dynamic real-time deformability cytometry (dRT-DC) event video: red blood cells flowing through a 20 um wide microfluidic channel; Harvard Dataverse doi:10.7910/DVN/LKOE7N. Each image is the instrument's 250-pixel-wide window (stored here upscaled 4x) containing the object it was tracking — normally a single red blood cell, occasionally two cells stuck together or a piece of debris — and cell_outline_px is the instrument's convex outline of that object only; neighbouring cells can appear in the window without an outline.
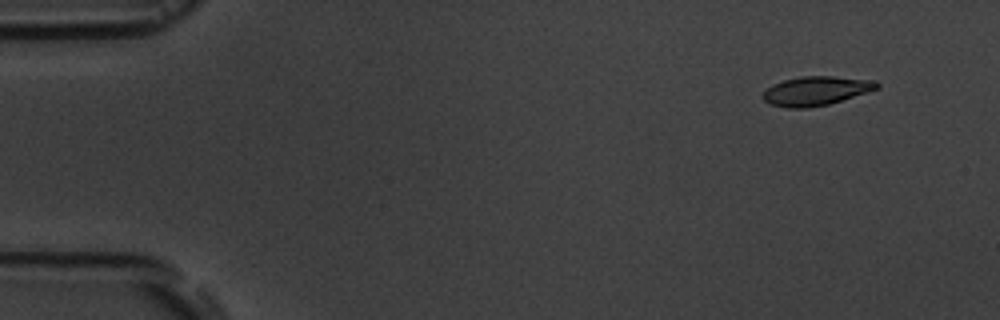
{"species": "common noctule bat (a hibernating species)", "species_latin": "Nyctalus noctula", "temperature_condition": "room temperature", "stored_images_in_passage": 10, "camera_frame_rate_fps": 3000, "um_per_image_px": 0.085, "animal": {"sex": "male", "body_mass_g": 19.5, "forearm_length_mm": 54.6}, "frame": {"image": 1, "passage_image": 1, "time_ms": 0.0, "image_size_px": [1000, 320], "cell_outline_px": [[880, 88], [868, 92], [828, 104], [808, 108], [788, 108], [768, 104], [760, 96], [772, 84], [784, 80], [800, 76], [832, 76], [876, 80], [880, 84]], "centroid_in_image_um": [69.36, 7.72], "position_along_channel_um": 15.6, "area_um2": 19.48}}
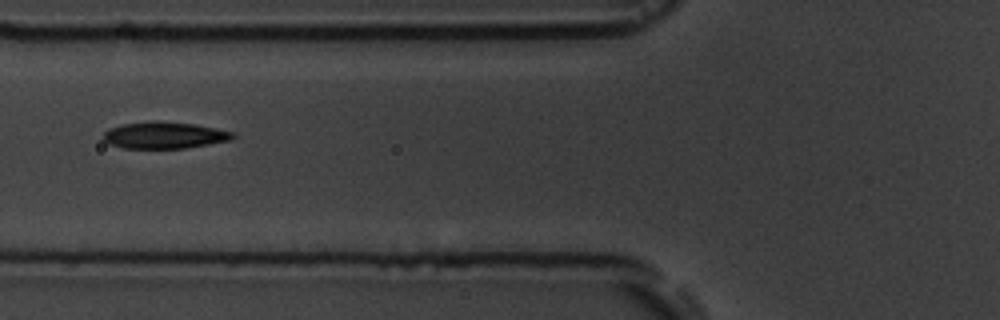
{"frame": {"image": 2, "passage_image": 6, "time_ms": 5.667, "image_size_px": [1000, 320], "cell_outline_px": [[236, 136], [232, 140], [184, 148], [124, 148], [108, 144], [104, 140], [104, 132], [108, 128], [124, 124], [152, 120], [156, 120], [196, 124], [216, 128], [232, 132]], "centroid_in_image_um": [13.97, 11.48], "position_along_channel_um": 111.8, "area_um2": 20.23}}
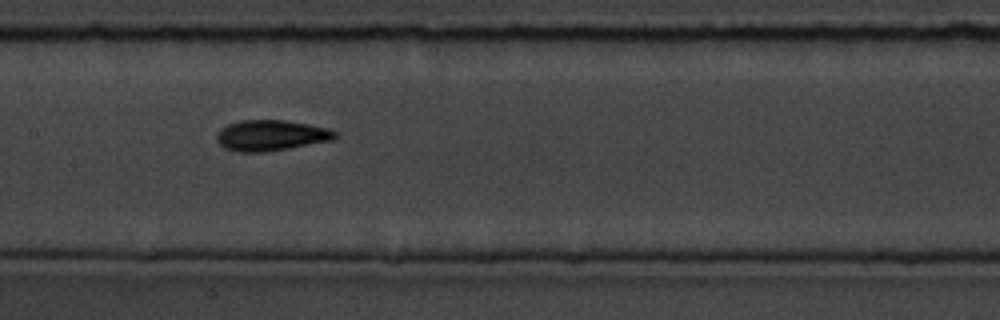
{"frame": {"image": 3, "passage_image": 8, "time_ms": 7.667, "image_size_px": [1000, 320], "cell_outline_px": [[340, 136], [332, 140], [288, 148], [264, 152], [236, 152], [224, 148], [216, 140], [216, 136], [220, 128], [228, 124], [240, 120], [284, 120], [308, 124], [328, 128], [340, 132]], "centroid_in_image_um": [23.05, 11.51], "position_along_channel_um": 184.4, "area_um2": 21.39}}